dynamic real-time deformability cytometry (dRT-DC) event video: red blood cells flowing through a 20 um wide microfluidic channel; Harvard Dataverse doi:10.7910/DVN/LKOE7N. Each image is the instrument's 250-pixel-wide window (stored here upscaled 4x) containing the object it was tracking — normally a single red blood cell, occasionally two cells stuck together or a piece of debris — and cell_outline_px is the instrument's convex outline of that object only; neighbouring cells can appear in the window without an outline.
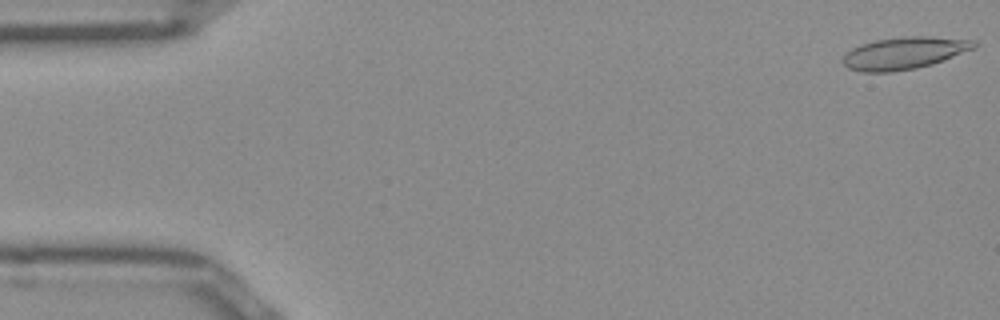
{"species": "Egyptian fruit bat (a non-hibernating species)", "species_latin": "Rousettus aegyptiacus", "temperature_condition": "room temperature", "stored_images_in_passage": 50, "camera_frame_rate_fps": 3000, "um_per_image_px": 0.085, "frame": {"image": 1, "passage_image": 1, "time_ms": 0.0, "image_size_px": [1000, 320], "cell_outline_px": [[980, 44], [976, 48], [944, 60], [932, 64], [916, 68], [892, 72], [864, 72], [848, 68], [840, 60], [852, 48], [860, 44], [876, 40], [904, 36], [928, 36], [976, 40]], "centroid_in_image_um": [76.9, 4.5], "position_along_channel_um": 8.1, "area_um2": 24.8}}
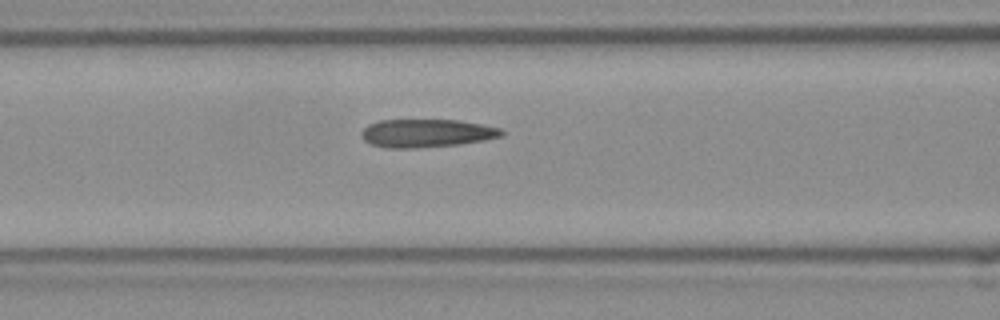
{"frame": {"image": 2, "passage_image": 20, "time_ms": 6.333, "image_size_px": [1000, 320], "cell_outline_px": [[508, 132], [504, 136], [484, 140], [460, 144], [416, 148], [388, 148], [372, 144], [364, 140], [360, 136], [360, 132], [368, 124], [380, 120], [460, 120], [500, 128]], "centroid_in_image_um": [36.28, 11.32], "position_along_channel_um": 130.3, "area_um2": 23.18}}
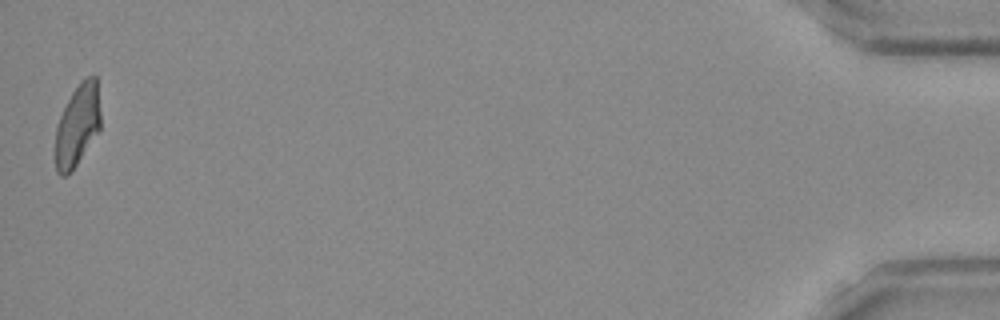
{"frame": {"image": 3, "passage_image": 50, "time_ms": 16.333, "image_size_px": [1000, 320], "cell_outline_px": [[100, 132], [72, 172], [64, 176], [60, 176], [56, 172], [56, 124], [72, 92], [80, 80], [88, 76], [96, 76], [100, 112]], "centroid_in_image_um": [6.6, 10.68], "position_along_channel_um": 428.6, "area_um2": 21.85}, "authors_computed_cell_mechanics": {"area_um2": 23.0044, "velocity_mm_per_s": 3.9849, "shape_relaxation_time_tau1_ms": 9.3101, "shape_relaxation_time_tau2_ms": 2.2203, "deformation_change_tau1": 0.2464, "deformation_change_tau2": 0.1084}}